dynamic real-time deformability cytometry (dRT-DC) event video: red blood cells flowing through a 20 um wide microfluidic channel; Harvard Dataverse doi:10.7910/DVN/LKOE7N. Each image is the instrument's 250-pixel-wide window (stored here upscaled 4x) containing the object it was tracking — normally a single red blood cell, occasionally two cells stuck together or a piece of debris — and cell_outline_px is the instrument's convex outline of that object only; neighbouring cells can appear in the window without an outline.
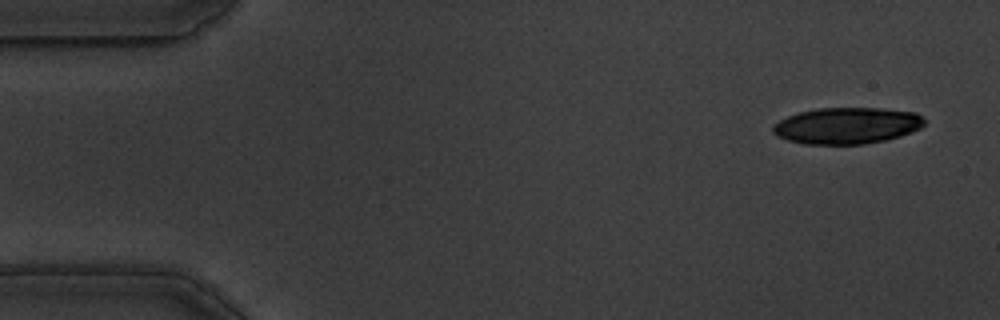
{"species": "common noctule bat (a hibernating species)", "species_latin": "Nyctalus noctula", "temperature_condition": "warm", "stored_images_in_passage": 24, "camera_frame_rate_fps": 3000, "um_per_image_px": 0.085, "animal": {"sex": "male", "body_mass_g": 19.5, "forearm_length_mm": 54.6}, "frame": {"image": 1, "passage_image": 3, "time_ms": 0.667, "image_size_px": [1000, 320], "cell_outline_px": [[924, 124], [920, 128], [912, 132], [900, 136], [884, 140], [864, 144], [804, 144], [788, 140], [776, 136], [772, 132], [772, 128], [780, 120], [788, 116], [800, 112], [820, 108], [880, 108], [916, 112], [924, 120]], "centroid_in_image_um": [71.99, 10.68], "position_along_channel_um": 13.0, "area_um2": 32.02}}